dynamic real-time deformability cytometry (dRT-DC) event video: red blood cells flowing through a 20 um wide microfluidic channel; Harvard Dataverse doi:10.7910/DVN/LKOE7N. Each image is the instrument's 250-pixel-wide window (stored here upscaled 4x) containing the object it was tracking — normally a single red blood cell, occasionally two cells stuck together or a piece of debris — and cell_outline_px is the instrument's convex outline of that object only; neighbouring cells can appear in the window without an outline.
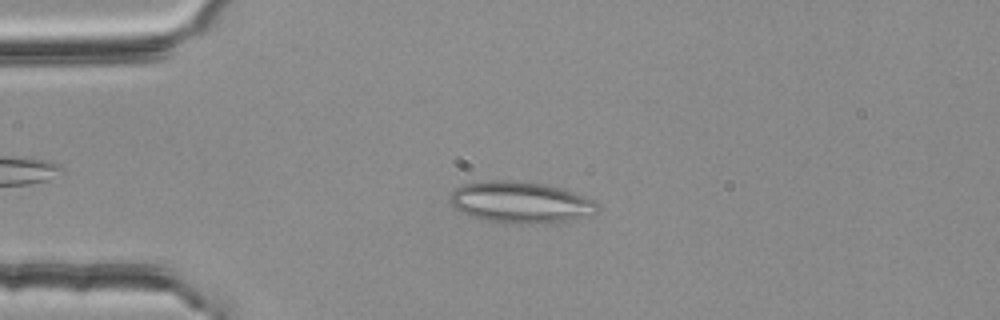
{"species": "common noctule bat (a hibernating species)", "species_latin": "Nyctalus noctula", "temperature_condition": "room temperature", "stored_images_in_passage": 43, "camera_frame_rate_fps": 3000, "um_per_image_px": 0.085, "animal": {"sex": "female", "body_mass_g": 25.1}, "frame": {"image": 1, "passage_image": 7, "time_ms": 2.0, "image_size_px": [1000, 320], "cell_outline_px": [[596, 208], [564, 220], [544, 224], [520, 224], [488, 220], [472, 216], [460, 212], [452, 204], [452, 192], [456, 188], [464, 184], [484, 180], [508, 180], [544, 184], [572, 192], [596, 200]], "centroid_in_image_um": [44.13, 17.17], "position_along_channel_um": 40.9, "area_um2": 34.39}}
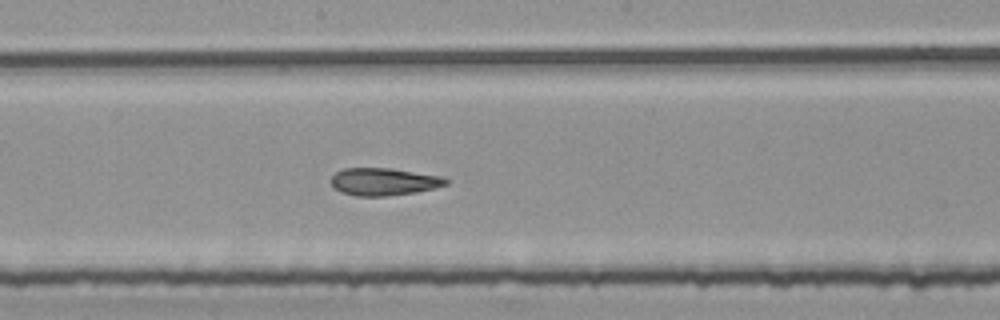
{"frame": {"image": 2, "passage_image": 23, "time_ms": 7.333, "image_size_px": [1000, 320], "cell_outline_px": [[448, 184], [436, 188], [416, 192], [388, 196], [356, 196], [340, 192], [332, 184], [332, 176], [336, 172], [344, 168], [388, 168], [440, 176], [448, 180]], "centroid_in_image_um": [32.62, 15.45], "position_along_channel_um": 215.6, "area_um2": 18.26}}
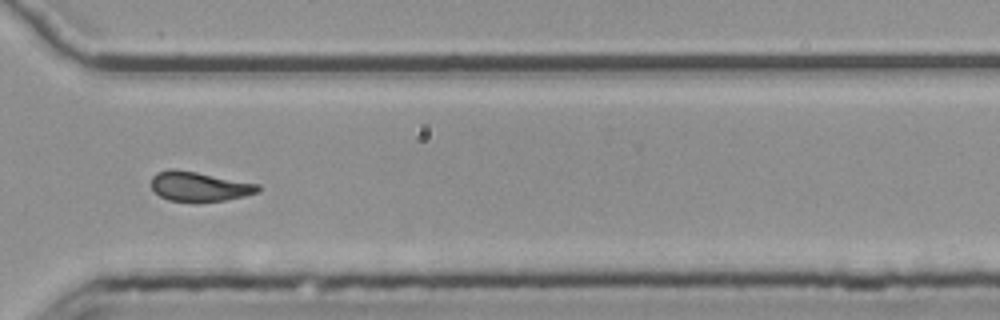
{"frame": {"image": 3, "passage_image": 34, "time_ms": 11.0, "image_size_px": [1000, 320], "cell_outline_px": [[260, 192], [244, 196], [224, 200], [168, 200], [160, 196], [152, 188], [152, 176], [156, 172], [176, 168], [260, 184]], "centroid_in_image_um": [16.96, 15.82], "position_along_channel_um": 353.6, "area_um2": 18.09}, "authors_computed_cell_mechanics": {"area_um2": 18.785, "velocity_mm_per_s": 3.7685, "shape_relaxation_time_tau1_ms": null, "shape_relaxation_time_tau2_ms": 3.732, "deformation_change_tau1": null, "deformation_change_tau2": 0.1323}}